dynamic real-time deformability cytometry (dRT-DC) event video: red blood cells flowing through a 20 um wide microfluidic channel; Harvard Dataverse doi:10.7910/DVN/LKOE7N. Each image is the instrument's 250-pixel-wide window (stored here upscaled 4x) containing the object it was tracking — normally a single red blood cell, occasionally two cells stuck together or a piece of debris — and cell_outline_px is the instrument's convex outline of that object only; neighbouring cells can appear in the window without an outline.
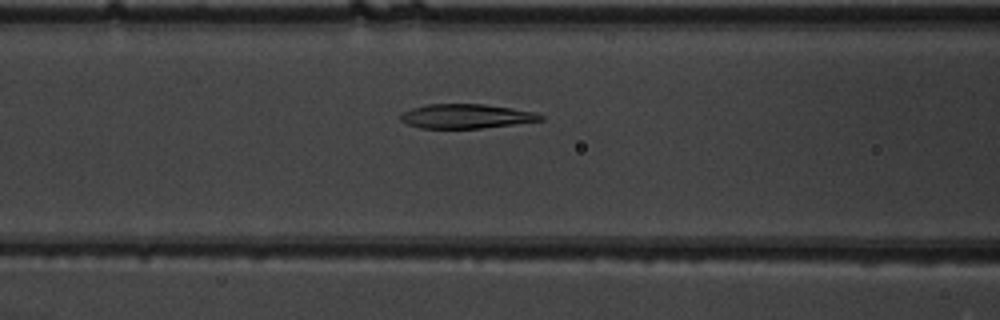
{"species": "common noctule bat (a hibernating species)", "species_latin": "Nyctalus noctula", "temperature_condition": "warm", "stored_images_in_passage": 52, "camera_frame_rate_fps": 3000, "um_per_image_px": 0.085, "animal": {"sex": "male", "body_mass_g": 19.5, "forearm_length_mm": 54.6}, "frame": {"image": 1, "passage_image": 22, "time_ms": 7.0, "image_size_px": [1000, 320], "cell_outline_px": [[544, 120], [480, 128], [420, 128], [408, 124], [400, 120], [400, 116], [404, 112], [412, 108], [428, 104], [484, 104], [512, 108], [536, 112], [544, 116]], "centroid_in_image_um": [39.64, 9.87], "position_along_channel_um": 127.0, "area_um2": 19.71}}
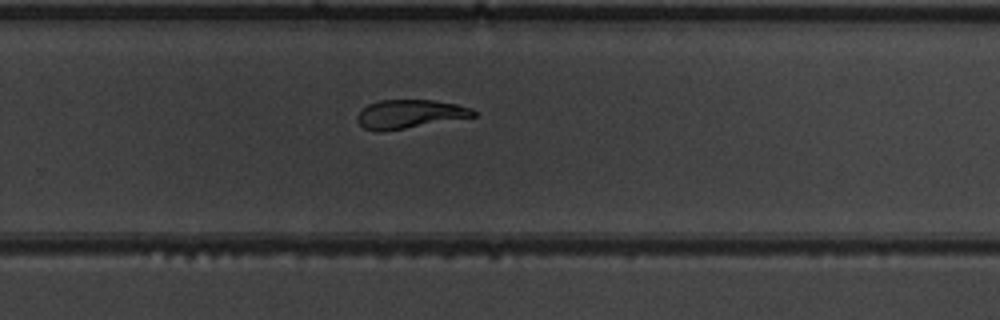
{"frame": {"image": 2, "passage_image": 35, "time_ms": 11.333, "image_size_px": [1000, 320], "cell_outline_px": [[476, 116], [384, 132], [376, 132], [364, 128], [356, 120], [356, 116], [360, 108], [368, 104], [380, 100], [436, 100], [456, 104], [472, 108], [476, 112]], "centroid_in_image_um": [34.77, 9.7], "position_along_channel_um": 295.0, "area_um2": 19.65}}
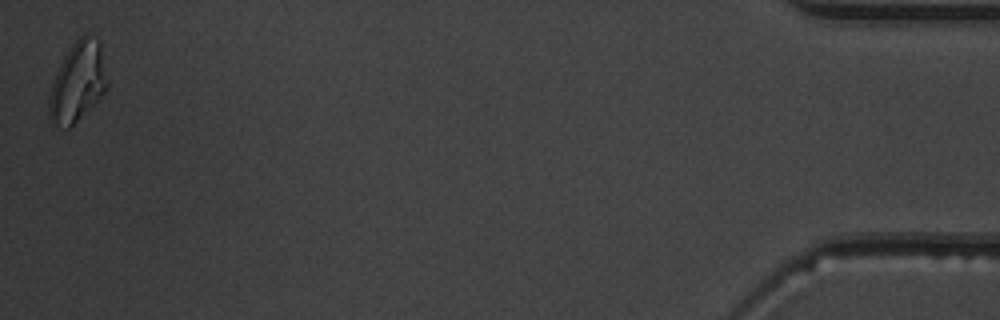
{"frame": {"image": 3, "passage_image": 52, "time_ms": 17.0, "image_size_px": [1000, 320], "cell_outline_px": [[108, 88], [68, 128], [56, 124], [48, 120], [48, 96], [52, 80], [60, 64], [72, 44], [80, 36], [88, 36], [100, 40], [108, 80]], "centroid_in_image_um": [6.58, 6.95], "position_along_channel_um": 428.6, "area_um2": 26.65}, "authors_computed_cell_mechanics": {"area_um2": 21.8484, "velocity_mm_per_s": 3.8894, "shape_relaxation_time_tau1_ms": 6.0173, "shape_relaxation_time_tau2_ms": 9.179, "deformation_change_tau1": 0.1887, "deformation_change_tau2": 0.181}}